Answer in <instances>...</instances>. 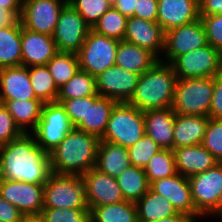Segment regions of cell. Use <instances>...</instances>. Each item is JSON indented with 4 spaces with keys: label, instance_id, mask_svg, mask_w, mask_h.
<instances>
[{
    "label": "cell",
    "instance_id": "obj_20",
    "mask_svg": "<svg viewBox=\"0 0 222 222\" xmlns=\"http://www.w3.org/2000/svg\"><path fill=\"white\" fill-rule=\"evenodd\" d=\"M199 18V0H158L157 23L164 32Z\"/></svg>",
    "mask_w": 222,
    "mask_h": 222
},
{
    "label": "cell",
    "instance_id": "obj_19",
    "mask_svg": "<svg viewBox=\"0 0 222 222\" xmlns=\"http://www.w3.org/2000/svg\"><path fill=\"white\" fill-rule=\"evenodd\" d=\"M22 65L26 67L46 65L58 52L51 35L26 29L21 22Z\"/></svg>",
    "mask_w": 222,
    "mask_h": 222
},
{
    "label": "cell",
    "instance_id": "obj_8",
    "mask_svg": "<svg viewBox=\"0 0 222 222\" xmlns=\"http://www.w3.org/2000/svg\"><path fill=\"white\" fill-rule=\"evenodd\" d=\"M195 211L204 218H218V200L222 189V162L189 178Z\"/></svg>",
    "mask_w": 222,
    "mask_h": 222
},
{
    "label": "cell",
    "instance_id": "obj_2",
    "mask_svg": "<svg viewBox=\"0 0 222 222\" xmlns=\"http://www.w3.org/2000/svg\"><path fill=\"white\" fill-rule=\"evenodd\" d=\"M100 139L74 127L50 152L51 172L83 175L95 167Z\"/></svg>",
    "mask_w": 222,
    "mask_h": 222
},
{
    "label": "cell",
    "instance_id": "obj_51",
    "mask_svg": "<svg viewBox=\"0 0 222 222\" xmlns=\"http://www.w3.org/2000/svg\"><path fill=\"white\" fill-rule=\"evenodd\" d=\"M17 18L9 11L0 8V28L12 25Z\"/></svg>",
    "mask_w": 222,
    "mask_h": 222
},
{
    "label": "cell",
    "instance_id": "obj_10",
    "mask_svg": "<svg viewBox=\"0 0 222 222\" xmlns=\"http://www.w3.org/2000/svg\"><path fill=\"white\" fill-rule=\"evenodd\" d=\"M177 78H207L222 74V54L207 44L178 56L172 63Z\"/></svg>",
    "mask_w": 222,
    "mask_h": 222
},
{
    "label": "cell",
    "instance_id": "obj_12",
    "mask_svg": "<svg viewBox=\"0 0 222 222\" xmlns=\"http://www.w3.org/2000/svg\"><path fill=\"white\" fill-rule=\"evenodd\" d=\"M0 195L16 206L26 218L39 217L44 208V184L0 178Z\"/></svg>",
    "mask_w": 222,
    "mask_h": 222
},
{
    "label": "cell",
    "instance_id": "obj_36",
    "mask_svg": "<svg viewBox=\"0 0 222 222\" xmlns=\"http://www.w3.org/2000/svg\"><path fill=\"white\" fill-rule=\"evenodd\" d=\"M149 184L155 180L177 174L174 151L171 149H161L151 157L144 168Z\"/></svg>",
    "mask_w": 222,
    "mask_h": 222
},
{
    "label": "cell",
    "instance_id": "obj_22",
    "mask_svg": "<svg viewBox=\"0 0 222 222\" xmlns=\"http://www.w3.org/2000/svg\"><path fill=\"white\" fill-rule=\"evenodd\" d=\"M177 173L189 178L214 167L219 161L201 144L174 149Z\"/></svg>",
    "mask_w": 222,
    "mask_h": 222
},
{
    "label": "cell",
    "instance_id": "obj_42",
    "mask_svg": "<svg viewBox=\"0 0 222 222\" xmlns=\"http://www.w3.org/2000/svg\"><path fill=\"white\" fill-rule=\"evenodd\" d=\"M207 36V42L222 54V13L200 15Z\"/></svg>",
    "mask_w": 222,
    "mask_h": 222
},
{
    "label": "cell",
    "instance_id": "obj_16",
    "mask_svg": "<svg viewBox=\"0 0 222 222\" xmlns=\"http://www.w3.org/2000/svg\"><path fill=\"white\" fill-rule=\"evenodd\" d=\"M149 188L168 199L178 213L186 214L195 221L202 217L195 211L189 179L177 173L150 183ZM200 218V219H199Z\"/></svg>",
    "mask_w": 222,
    "mask_h": 222
},
{
    "label": "cell",
    "instance_id": "obj_32",
    "mask_svg": "<svg viewBox=\"0 0 222 222\" xmlns=\"http://www.w3.org/2000/svg\"><path fill=\"white\" fill-rule=\"evenodd\" d=\"M90 222H138L135 202L122 201L90 208Z\"/></svg>",
    "mask_w": 222,
    "mask_h": 222
},
{
    "label": "cell",
    "instance_id": "obj_5",
    "mask_svg": "<svg viewBox=\"0 0 222 222\" xmlns=\"http://www.w3.org/2000/svg\"><path fill=\"white\" fill-rule=\"evenodd\" d=\"M214 77L177 78L172 109L176 114L209 117Z\"/></svg>",
    "mask_w": 222,
    "mask_h": 222
},
{
    "label": "cell",
    "instance_id": "obj_23",
    "mask_svg": "<svg viewBox=\"0 0 222 222\" xmlns=\"http://www.w3.org/2000/svg\"><path fill=\"white\" fill-rule=\"evenodd\" d=\"M175 117L172 107L144 111L145 134L163 149L173 150Z\"/></svg>",
    "mask_w": 222,
    "mask_h": 222
},
{
    "label": "cell",
    "instance_id": "obj_37",
    "mask_svg": "<svg viewBox=\"0 0 222 222\" xmlns=\"http://www.w3.org/2000/svg\"><path fill=\"white\" fill-rule=\"evenodd\" d=\"M127 17L115 7L106 11L94 25L92 30L96 33L119 41L124 40L127 26Z\"/></svg>",
    "mask_w": 222,
    "mask_h": 222
},
{
    "label": "cell",
    "instance_id": "obj_49",
    "mask_svg": "<svg viewBox=\"0 0 222 222\" xmlns=\"http://www.w3.org/2000/svg\"><path fill=\"white\" fill-rule=\"evenodd\" d=\"M136 0H112V6L127 18L134 16Z\"/></svg>",
    "mask_w": 222,
    "mask_h": 222
},
{
    "label": "cell",
    "instance_id": "obj_24",
    "mask_svg": "<svg viewBox=\"0 0 222 222\" xmlns=\"http://www.w3.org/2000/svg\"><path fill=\"white\" fill-rule=\"evenodd\" d=\"M118 102L98 93L88 96L87 117L76 127L86 133L93 134L99 139L103 136L109 117Z\"/></svg>",
    "mask_w": 222,
    "mask_h": 222
},
{
    "label": "cell",
    "instance_id": "obj_11",
    "mask_svg": "<svg viewBox=\"0 0 222 222\" xmlns=\"http://www.w3.org/2000/svg\"><path fill=\"white\" fill-rule=\"evenodd\" d=\"M91 29L82 16L67 3L59 14L52 35L58 52L77 53Z\"/></svg>",
    "mask_w": 222,
    "mask_h": 222
},
{
    "label": "cell",
    "instance_id": "obj_35",
    "mask_svg": "<svg viewBox=\"0 0 222 222\" xmlns=\"http://www.w3.org/2000/svg\"><path fill=\"white\" fill-rule=\"evenodd\" d=\"M46 65L58 88L80 69L77 53L74 52H57Z\"/></svg>",
    "mask_w": 222,
    "mask_h": 222
},
{
    "label": "cell",
    "instance_id": "obj_29",
    "mask_svg": "<svg viewBox=\"0 0 222 222\" xmlns=\"http://www.w3.org/2000/svg\"><path fill=\"white\" fill-rule=\"evenodd\" d=\"M22 65L21 20L0 28V69Z\"/></svg>",
    "mask_w": 222,
    "mask_h": 222
},
{
    "label": "cell",
    "instance_id": "obj_34",
    "mask_svg": "<svg viewBox=\"0 0 222 222\" xmlns=\"http://www.w3.org/2000/svg\"><path fill=\"white\" fill-rule=\"evenodd\" d=\"M32 89L43 103L56 102L58 87L47 65L28 67Z\"/></svg>",
    "mask_w": 222,
    "mask_h": 222
},
{
    "label": "cell",
    "instance_id": "obj_44",
    "mask_svg": "<svg viewBox=\"0 0 222 222\" xmlns=\"http://www.w3.org/2000/svg\"><path fill=\"white\" fill-rule=\"evenodd\" d=\"M23 132L15 124L13 117L0 103V145L19 138Z\"/></svg>",
    "mask_w": 222,
    "mask_h": 222
},
{
    "label": "cell",
    "instance_id": "obj_21",
    "mask_svg": "<svg viewBox=\"0 0 222 222\" xmlns=\"http://www.w3.org/2000/svg\"><path fill=\"white\" fill-rule=\"evenodd\" d=\"M38 99L32 89L28 67L0 69V100Z\"/></svg>",
    "mask_w": 222,
    "mask_h": 222
},
{
    "label": "cell",
    "instance_id": "obj_3",
    "mask_svg": "<svg viewBox=\"0 0 222 222\" xmlns=\"http://www.w3.org/2000/svg\"><path fill=\"white\" fill-rule=\"evenodd\" d=\"M176 74L170 63L157 61L140 75L130 105L141 111L166 109L173 105Z\"/></svg>",
    "mask_w": 222,
    "mask_h": 222
},
{
    "label": "cell",
    "instance_id": "obj_9",
    "mask_svg": "<svg viewBox=\"0 0 222 222\" xmlns=\"http://www.w3.org/2000/svg\"><path fill=\"white\" fill-rule=\"evenodd\" d=\"M118 44L119 40L108 38L91 29L77 52L80 70L96 78L115 65Z\"/></svg>",
    "mask_w": 222,
    "mask_h": 222
},
{
    "label": "cell",
    "instance_id": "obj_25",
    "mask_svg": "<svg viewBox=\"0 0 222 222\" xmlns=\"http://www.w3.org/2000/svg\"><path fill=\"white\" fill-rule=\"evenodd\" d=\"M210 117L176 114L173 128V150L202 143Z\"/></svg>",
    "mask_w": 222,
    "mask_h": 222
},
{
    "label": "cell",
    "instance_id": "obj_45",
    "mask_svg": "<svg viewBox=\"0 0 222 222\" xmlns=\"http://www.w3.org/2000/svg\"><path fill=\"white\" fill-rule=\"evenodd\" d=\"M134 17L145 21L157 22L158 0H136Z\"/></svg>",
    "mask_w": 222,
    "mask_h": 222
},
{
    "label": "cell",
    "instance_id": "obj_4",
    "mask_svg": "<svg viewBox=\"0 0 222 222\" xmlns=\"http://www.w3.org/2000/svg\"><path fill=\"white\" fill-rule=\"evenodd\" d=\"M144 134V112L128 102H119L114 106L100 140L129 148Z\"/></svg>",
    "mask_w": 222,
    "mask_h": 222
},
{
    "label": "cell",
    "instance_id": "obj_47",
    "mask_svg": "<svg viewBox=\"0 0 222 222\" xmlns=\"http://www.w3.org/2000/svg\"><path fill=\"white\" fill-rule=\"evenodd\" d=\"M26 216L0 195V222H23Z\"/></svg>",
    "mask_w": 222,
    "mask_h": 222
},
{
    "label": "cell",
    "instance_id": "obj_15",
    "mask_svg": "<svg viewBox=\"0 0 222 222\" xmlns=\"http://www.w3.org/2000/svg\"><path fill=\"white\" fill-rule=\"evenodd\" d=\"M141 74L113 65L96 77V91L100 96L119 102H129L135 93Z\"/></svg>",
    "mask_w": 222,
    "mask_h": 222
},
{
    "label": "cell",
    "instance_id": "obj_41",
    "mask_svg": "<svg viewBox=\"0 0 222 222\" xmlns=\"http://www.w3.org/2000/svg\"><path fill=\"white\" fill-rule=\"evenodd\" d=\"M201 145L222 162V120L209 118Z\"/></svg>",
    "mask_w": 222,
    "mask_h": 222
},
{
    "label": "cell",
    "instance_id": "obj_52",
    "mask_svg": "<svg viewBox=\"0 0 222 222\" xmlns=\"http://www.w3.org/2000/svg\"><path fill=\"white\" fill-rule=\"evenodd\" d=\"M150 222H197L186 214L178 213L177 215L168 216L156 221Z\"/></svg>",
    "mask_w": 222,
    "mask_h": 222
},
{
    "label": "cell",
    "instance_id": "obj_13",
    "mask_svg": "<svg viewBox=\"0 0 222 222\" xmlns=\"http://www.w3.org/2000/svg\"><path fill=\"white\" fill-rule=\"evenodd\" d=\"M207 44L205 29L199 18L165 32V49L160 60L171 64L178 56Z\"/></svg>",
    "mask_w": 222,
    "mask_h": 222
},
{
    "label": "cell",
    "instance_id": "obj_18",
    "mask_svg": "<svg viewBox=\"0 0 222 222\" xmlns=\"http://www.w3.org/2000/svg\"><path fill=\"white\" fill-rule=\"evenodd\" d=\"M124 40L150 51L159 60L164 53L165 32L157 22L129 17Z\"/></svg>",
    "mask_w": 222,
    "mask_h": 222
},
{
    "label": "cell",
    "instance_id": "obj_43",
    "mask_svg": "<svg viewBox=\"0 0 222 222\" xmlns=\"http://www.w3.org/2000/svg\"><path fill=\"white\" fill-rule=\"evenodd\" d=\"M65 108L74 127H77L81 121L87 117L88 97L73 98L70 100H56Z\"/></svg>",
    "mask_w": 222,
    "mask_h": 222
},
{
    "label": "cell",
    "instance_id": "obj_48",
    "mask_svg": "<svg viewBox=\"0 0 222 222\" xmlns=\"http://www.w3.org/2000/svg\"><path fill=\"white\" fill-rule=\"evenodd\" d=\"M222 13V0H199L200 15H215Z\"/></svg>",
    "mask_w": 222,
    "mask_h": 222
},
{
    "label": "cell",
    "instance_id": "obj_50",
    "mask_svg": "<svg viewBox=\"0 0 222 222\" xmlns=\"http://www.w3.org/2000/svg\"><path fill=\"white\" fill-rule=\"evenodd\" d=\"M0 8L11 12L17 19H20L23 10V0H0Z\"/></svg>",
    "mask_w": 222,
    "mask_h": 222
},
{
    "label": "cell",
    "instance_id": "obj_17",
    "mask_svg": "<svg viewBox=\"0 0 222 222\" xmlns=\"http://www.w3.org/2000/svg\"><path fill=\"white\" fill-rule=\"evenodd\" d=\"M88 208L125 201L116 178L95 167L82 175Z\"/></svg>",
    "mask_w": 222,
    "mask_h": 222
},
{
    "label": "cell",
    "instance_id": "obj_1",
    "mask_svg": "<svg viewBox=\"0 0 222 222\" xmlns=\"http://www.w3.org/2000/svg\"><path fill=\"white\" fill-rule=\"evenodd\" d=\"M51 173L50 153L40 148L31 133L0 146V178L45 184Z\"/></svg>",
    "mask_w": 222,
    "mask_h": 222
},
{
    "label": "cell",
    "instance_id": "obj_7",
    "mask_svg": "<svg viewBox=\"0 0 222 222\" xmlns=\"http://www.w3.org/2000/svg\"><path fill=\"white\" fill-rule=\"evenodd\" d=\"M74 128L65 108L61 103H44L40 120L31 132L37 144L46 153L55 149Z\"/></svg>",
    "mask_w": 222,
    "mask_h": 222
},
{
    "label": "cell",
    "instance_id": "obj_26",
    "mask_svg": "<svg viewBox=\"0 0 222 222\" xmlns=\"http://www.w3.org/2000/svg\"><path fill=\"white\" fill-rule=\"evenodd\" d=\"M131 165L128 148L104 140L99 141L95 168L117 178Z\"/></svg>",
    "mask_w": 222,
    "mask_h": 222
},
{
    "label": "cell",
    "instance_id": "obj_14",
    "mask_svg": "<svg viewBox=\"0 0 222 222\" xmlns=\"http://www.w3.org/2000/svg\"><path fill=\"white\" fill-rule=\"evenodd\" d=\"M68 0H23L21 22L24 28L53 35L59 14Z\"/></svg>",
    "mask_w": 222,
    "mask_h": 222
},
{
    "label": "cell",
    "instance_id": "obj_33",
    "mask_svg": "<svg viewBox=\"0 0 222 222\" xmlns=\"http://www.w3.org/2000/svg\"><path fill=\"white\" fill-rule=\"evenodd\" d=\"M96 93V78L79 69L70 80L58 88L57 100L88 97Z\"/></svg>",
    "mask_w": 222,
    "mask_h": 222
},
{
    "label": "cell",
    "instance_id": "obj_53",
    "mask_svg": "<svg viewBox=\"0 0 222 222\" xmlns=\"http://www.w3.org/2000/svg\"><path fill=\"white\" fill-rule=\"evenodd\" d=\"M218 218L222 220V189L220 191L218 200Z\"/></svg>",
    "mask_w": 222,
    "mask_h": 222
},
{
    "label": "cell",
    "instance_id": "obj_40",
    "mask_svg": "<svg viewBox=\"0 0 222 222\" xmlns=\"http://www.w3.org/2000/svg\"><path fill=\"white\" fill-rule=\"evenodd\" d=\"M39 218L43 222H90L89 208H43Z\"/></svg>",
    "mask_w": 222,
    "mask_h": 222
},
{
    "label": "cell",
    "instance_id": "obj_30",
    "mask_svg": "<svg viewBox=\"0 0 222 222\" xmlns=\"http://www.w3.org/2000/svg\"><path fill=\"white\" fill-rule=\"evenodd\" d=\"M135 205L138 222L156 221L178 214L177 210L168 199L153 192L150 188L135 202Z\"/></svg>",
    "mask_w": 222,
    "mask_h": 222
},
{
    "label": "cell",
    "instance_id": "obj_38",
    "mask_svg": "<svg viewBox=\"0 0 222 222\" xmlns=\"http://www.w3.org/2000/svg\"><path fill=\"white\" fill-rule=\"evenodd\" d=\"M68 3L93 28L99 18L112 6V0H68Z\"/></svg>",
    "mask_w": 222,
    "mask_h": 222
},
{
    "label": "cell",
    "instance_id": "obj_46",
    "mask_svg": "<svg viewBox=\"0 0 222 222\" xmlns=\"http://www.w3.org/2000/svg\"><path fill=\"white\" fill-rule=\"evenodd\" d=\"M209 117L222 120V74L214 77V91Z\"/></svg>",
    "mask_w": 222,
    "mask_h": 222
},
{
    "label": "cell",
    "instance_id": "obj_28",
    "mask_svg": "<svg viewBox=\"0 0 222 222\" xmlns=\"http://www.w3.org/2000/svg\"><path fill=\"white\" fill-rule=\"evenodd\" d=\"M23 133H31L40 120L43 102L40 99L0 100Z\"/></svg>",
    "mask_w": 222,
    "mask_h": 222
},
{
    "label": "cell",
    "instance_id": "obj_39",
    "mask_svg": "<svg viewBox=\"0 0 222 222\" xmlns=\"http://www.w3.org/2000/svg\"><path fill=\"white\" fill-rule=\"evenodd\" d=\"M163 149L150 136L144 134L135 144L128 148L131 165L145 168L152 156Z\"/></svg>",
    "mask_w": 222,
    "mask_h": 222
},
{
    "label": "cell",
    "instance_id": "obj_6",
    "mask_svg": "<svg viewBox=\"0 0 222 222\" xmlns=\"http://www.w3.org/2000/svg\"><path fill=\"white\" fill-rule=\"evenodd\" d=\"M44 208H88L82 175L51 173L44 184Z\"/></svg>",
    "mask_w": 222,
    "mask_h": 222
},
{
    "label": "cell",
    "instance_id": "obj_54",
    "mask_svg": "<svg viewBox=\"0 0 222 222\" xmlns=\"http://www.w3.org/2000/svg\"><path fill=\"white\" fill-rule=\"evenodd\" d=\"M26 222H43L39 217L26 218Z\"/></svg>",
    "mask_w": 222,
    "mask_h": 222
},
{
    "label": "cell",
    "instance_id": "obj_27",
    "mask_svg": "<svg viewBox=\"0 0 222 222\" xmlns=\"http://www.w3.org/2000/svg\"><path fill=\"white\" fill-rule=\"evenodd\" d=\"M159 59L150 51L126 40L119 41L115 65L131 72L142 74Z\"/></svg>",
    "mask_w": 222,
    "mask_h": 222
},
{
    "label": "cell",
    "instance_id": "obj_31",
    "mask_svg": "<svg viewBox=\"0 0 222 222\" xmlns=\"http://www.w3.org/2000/svg\"><path fill=\"white\" fill-rule=\"evenodd\" d=\"M116 180L124 199L131 202L139 200L150 186L144 169L134 165L127 167Z\"/></svg>",
    "mask_w": 222,
    "mask_h": 222
}]
</instances>
